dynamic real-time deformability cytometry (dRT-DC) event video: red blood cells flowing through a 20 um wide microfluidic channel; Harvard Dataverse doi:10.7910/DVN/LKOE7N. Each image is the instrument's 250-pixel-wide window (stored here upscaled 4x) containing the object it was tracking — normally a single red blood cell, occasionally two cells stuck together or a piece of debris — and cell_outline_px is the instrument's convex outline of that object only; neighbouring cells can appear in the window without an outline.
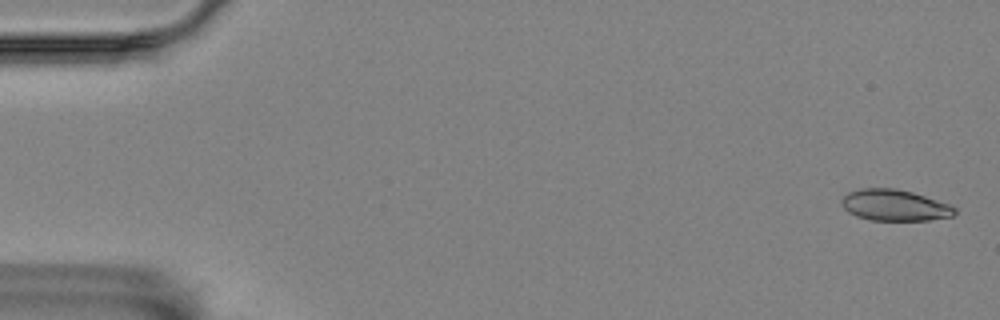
{"species": "Egyptian fruit bat (a non-hibernating species)", "species_latin": "Rousettus aegyptiacus", "temperature_condition": "room temperature", "stored_images_in_passage": 15, "camera_frame_rate_fps": 3000, "um_per_image_px": 0.085, "animal": {"sex": "female"}, "frame": {"image": 1, "passage_image": 1, "time_ms": 0.0, "image_size_px": [1000, 320], "cell_outline_px": [[956, 212], [952, 216], [928, 220], [872, 220], [856, 216], [848, 212], [840, 204], [840, 200], [848, 192], [860, 188], [896, 188], [912, 192], [948, 204], [956, 208]], "centroid_in_image_um": [75.99, 17.44], "position_along_channel_um": 9.0, "area_um2": 20.52}}
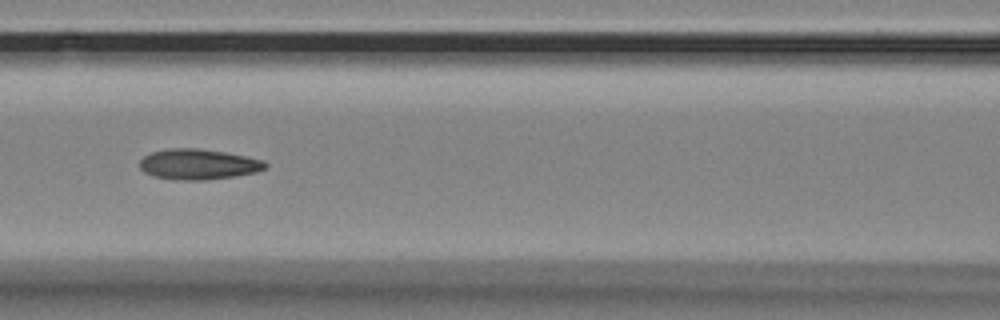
{"frame": {"image": 2, "passage_image": 7, "time_ms": 2.0, "image_size_px": [1000, 320], "cell_outline_px": [[268, 164], [264, 168], [256, 172], [236, 176], [204, 180], [180, 180], [152, 176], [144, 172], [140, 168], [140, 160], [144, 156], [152, 152], [168, 148], [196, 148], [224, 152], [264, 160]], "centroid_in_image_um": [16.84, 13.96], "position_along_channel_um": 149.8, "area_um2": 22.25}}
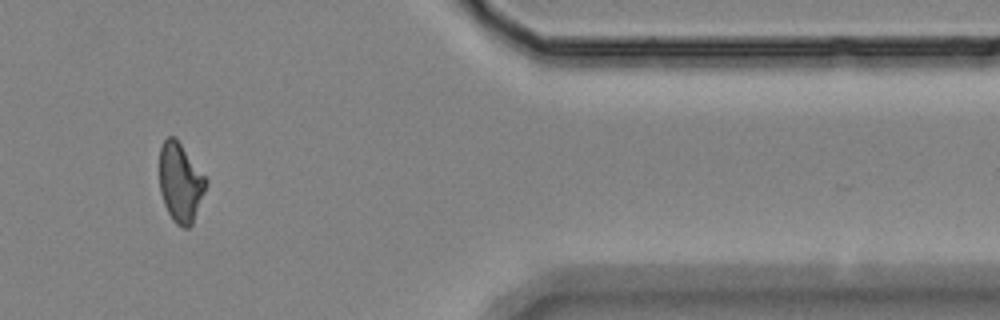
{"frame": {"image": 3, "passage_image": 13, "time_ms": 4.0, "image_size_px": [1000, 320], "cell_outline_px": [[208, 184], [192, 224], [188, 228], [184, 228], [176, 224], [172, 220], [164, 204], [160, 192], [160, 148], [164, 140], [168, 136], [176, 136], [208, 180]], "centroid_in_image_um": [15.34, 15.5], "position_along_channel_um": 396.1, "area_um2": 21.62}}